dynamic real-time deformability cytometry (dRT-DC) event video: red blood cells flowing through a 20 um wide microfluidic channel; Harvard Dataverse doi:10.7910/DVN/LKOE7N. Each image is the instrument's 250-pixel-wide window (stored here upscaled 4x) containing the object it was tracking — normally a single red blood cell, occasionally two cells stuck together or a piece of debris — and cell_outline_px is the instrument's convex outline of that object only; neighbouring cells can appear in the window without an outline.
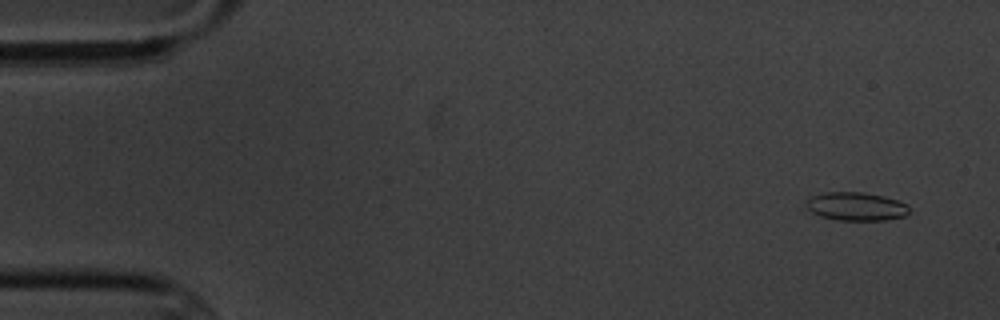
{"species": "common noctule bat (a hibernating species)", "species_latin": "Nyctalus noctula", "temperature_condition": "cold", "stored_images_in_passage": 6, "camera_frame_rate_fps": 3000, "um_per_image_px": 0.085, "animal": {"sex": "male", "body_mass_g": 20.1, "forearm_length_mm": 53.5}, "frame": {"image": 1, "passage_image": 1, "time_ms": 0.0, "image_size_px": [1000, 320], "cell_outline_px": [[908, 212], [904, 216], [888, 220], [836, 220], [820, 216], [812, 212], [808, 208], [808, 200], [812, 196], [824, 192], [864, 192], [884, 196], [908, 204]], "centroid_in_image_um": [72.79, 17.55], "position_along_channel_um": 12.2, "area_um2": 16.94}}
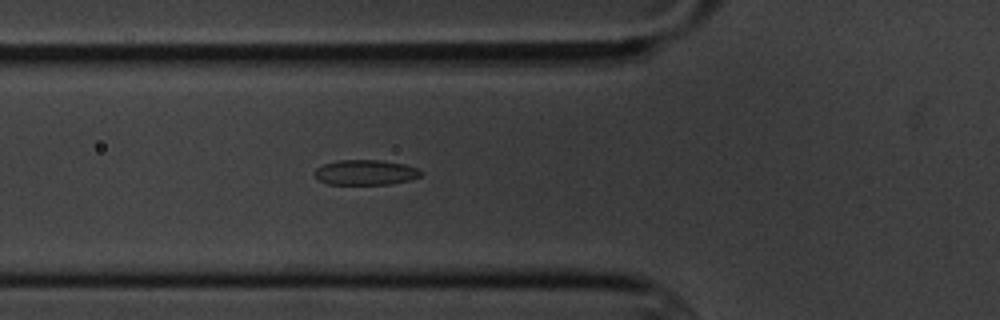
{"frame": {"image": 2, "passage_image": 6, "time_ms": 5.667, "image_size_px": [1000, 320], "cell_outline_px": [[424, 172], [420, 176], [408, 180], [388, 184], [328, 184], [316, 180], [316, 168], [324, 164], [336, 160], [380, 160], [404, 164], [420, 168]], "centroid_in_image_um": [31.08, 14.65], "position_along_channel_um": 94.7, "area_um2": 15.61}}